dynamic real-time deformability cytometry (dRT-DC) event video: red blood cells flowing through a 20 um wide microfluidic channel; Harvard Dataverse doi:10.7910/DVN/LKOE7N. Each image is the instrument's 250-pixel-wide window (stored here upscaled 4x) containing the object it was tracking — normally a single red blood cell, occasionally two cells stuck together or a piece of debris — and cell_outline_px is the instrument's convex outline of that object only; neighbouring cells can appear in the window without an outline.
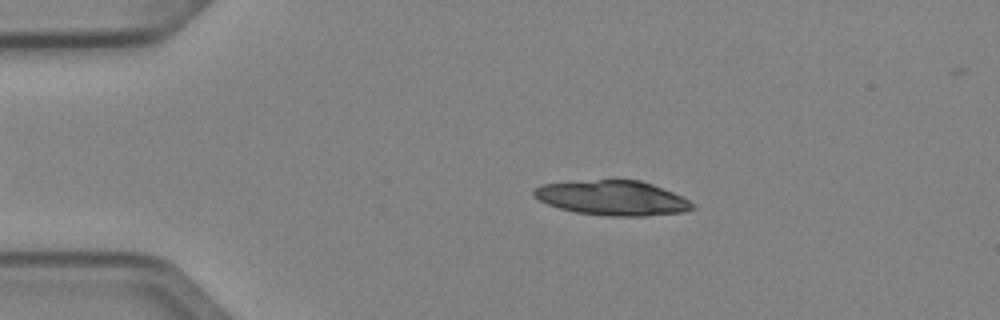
{"species": "Egyptian fruit bat (a non-hibernating species)", "species_latin": "Rousettus aegyptiacus", "temperature_condition": "cold", "stored_images_in_passage": 49, "camera_frame_rate_fps": 3000, "um_per_image_px": 0.085, "animal": {"sex": "female"}, "frame": {"image": 1, "passage_image": 9, "time_ms": 2.667, "image_size_px": [1000, 320], "cell_outline_px": [[696, 208], [684, 212], [648, 216], [612, 216], [576, 212], [560, 208], [548, 204], [532, 196], [532, 188], [540, 184], [596, 180], [640, 180], [652, 184], [672, 192], [696, 204]], "centroid_in_image_um": [52.06, 16.83], "position_along_channel_um": 32.9, "area_um2": 32.08}}
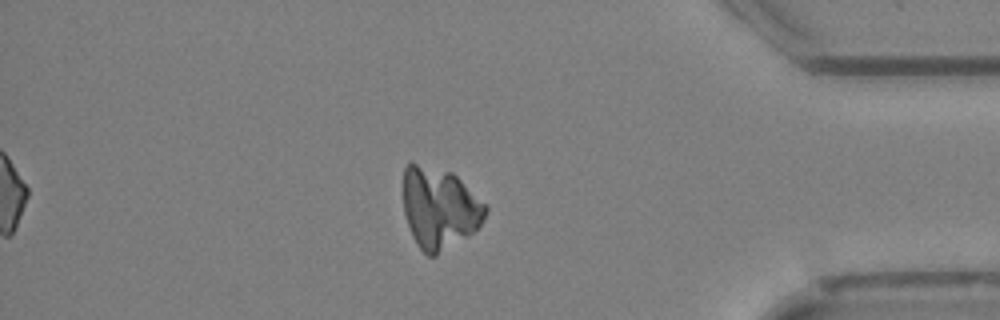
{"frame": {"image": 2, "passage_image": 42, "time_ms": 13.667, "image_size_px": [1000, 320], "cell_outline_px": [[488, 212], [480, 224], [472, 232], [436, 256], [428, 256], [416, 244], [412, 236], [404, 212], [404, 168], [408, 164], [416, 164], [452, 172], [488, 208]], "centroid_in_image_um": [37.33, 17.7], "position_along_channel_um": 397.9, "area_um2": 38.21}}
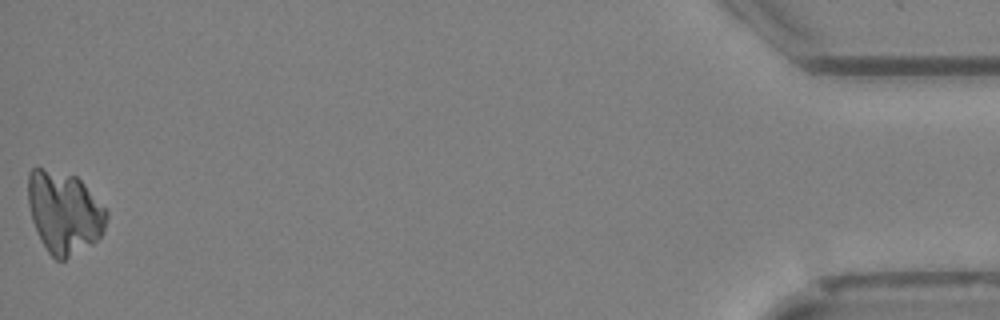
{"frame": {"image": 3, "passage_image": 49, "time_ms": 16.0, "image_size_px": [1000, 320], "cell_outline_px": [[108, 216], [104, 228], [100, 236], [92, 244], [64, 260], [56, 260], [48, 252], [32, 220], [28, 204], [28, 172], [32, 168], [40, 168], [76, 176], [84, 184], [108, 212]], "centroid_in_image_um": [5.45, 18.05], "position_along_channel_um": 429.7, "area_um2": 37.11}}